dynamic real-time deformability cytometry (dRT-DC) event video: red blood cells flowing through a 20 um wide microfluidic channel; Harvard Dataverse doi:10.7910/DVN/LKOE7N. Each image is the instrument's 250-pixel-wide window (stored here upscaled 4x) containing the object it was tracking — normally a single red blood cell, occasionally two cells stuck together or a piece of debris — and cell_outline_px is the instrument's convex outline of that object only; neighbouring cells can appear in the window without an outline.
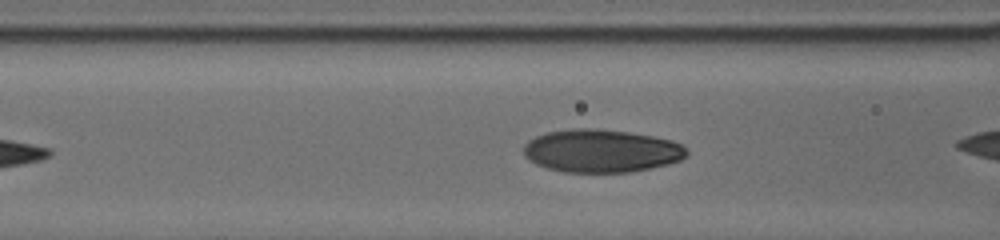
{"species": "human", "species_latin": "Homo sapiens", "temperature_condition": "cold", "stored_images_in_passage": 16, "camera_frame_rate_fps": 3000, "um_per_image_px": 0.085, "donor": {"sex": "male"}, "frame": {"image": 1, "passage_image": 9, "time_ms": 2.667, "image_size_px": [1000, 240], "cell_outline_px": [[688, 156], [680, 160], [668, 164], [652, 168], [628, 172], [564, 172], [544, 168], [528, 160], [524, 156], [524, 144], [528, 140], [536, 136], [548, 132], [576, 128], [596, 128], [628, 132], [652, 136], [672, 140], [688, 148]], "centroid_in_image_um": [51.11, 12.83], "position_along_channel_um": 115.5, "area_um2": 41.1}}
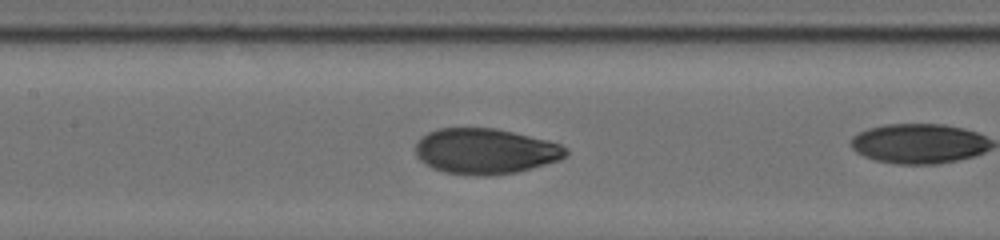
{"frame": {"image": 2, "passage_image": 14, "time_ms": 4.0, "image_size_px": [1000, 240], "cell_outline_px": [[568, 156], [560, 160], [532, 168], [516, 172], [488, 176], [468, 176], [444, 172], [432, 168], [424, 164], [416, 156], [416, 144], [420, 136], [428, 132], [440, 128], [496, 128], [548, 140], [560, 144], [568, 148]], "centroid_in_image_um": [41.25, 12.86], "position_along_channel_um": 166.1, "area_um2": 40.4}}